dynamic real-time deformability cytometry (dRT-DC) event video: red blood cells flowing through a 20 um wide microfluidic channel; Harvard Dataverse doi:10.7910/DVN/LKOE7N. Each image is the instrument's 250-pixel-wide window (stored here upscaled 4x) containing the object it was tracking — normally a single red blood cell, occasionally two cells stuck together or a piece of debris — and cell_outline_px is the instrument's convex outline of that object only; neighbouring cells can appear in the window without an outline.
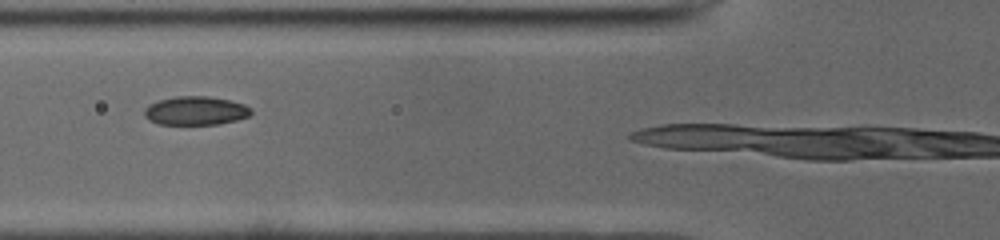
{"species": "common noctule bat (a hibernating species)", "species_latin": "Nyctalus noctula", "temperature_condition": "cold", "stored_images_in_passage": 19, "camera_frame_rate_fps": 3000, "um_per_image_px": 0.085, "animal": {"sex": "male", "body_mass_g": 19.0, "forearm_length_mm": 50.8}, "frame": {"image": 1, "passage_image": 4, "time_ms": 1.0, "image_size_px": [1000, 240], "cell_outline_px": [[252, 112], [248, 116], [236, 120], [216, 124], [160, 124], [148, 120], [144, 116], [144, 108], [148, 104], [160, 100], [176, 96], [208, 96], [228, 100], [244, 104], [252, 108]], "centroid_in_image_um": [16.6, 9.41], "position_along_channel_um": 109.2, "area_um2": 17.8}}